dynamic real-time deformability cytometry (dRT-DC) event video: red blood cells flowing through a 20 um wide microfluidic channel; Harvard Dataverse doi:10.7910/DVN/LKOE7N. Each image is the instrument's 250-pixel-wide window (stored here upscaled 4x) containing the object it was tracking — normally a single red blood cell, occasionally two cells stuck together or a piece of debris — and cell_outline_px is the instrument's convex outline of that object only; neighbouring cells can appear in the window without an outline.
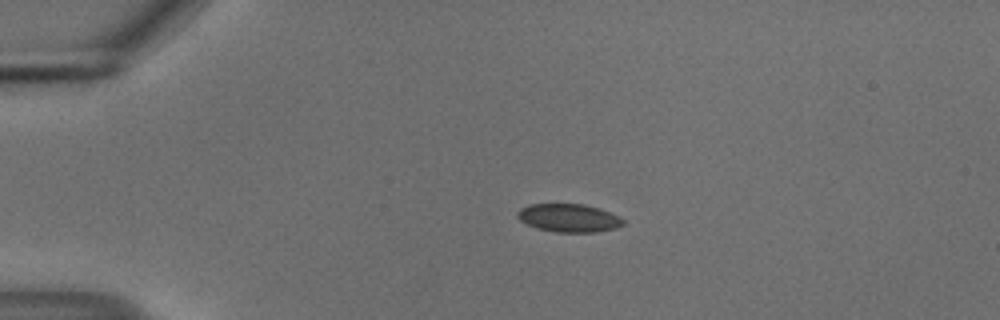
{"species": "common noctule bat (a hibernating species)", "species_latin": "Nyctalus noctula", "temperature_condition": "cold", "stored_images_in_passage": 44, "camera_frame_rate_fps": 3000, "um_per_image_px": 0.085, "animal": {"sex": "male", "body_mass_g": 18.8}, "frame": {"image": 1, "passage_image": 1, "time_ms": 0.0, "image_size_px": [1000, 320], "cell_outline_px": [[624, 224], [616, 228], [596, 232], [556, 232], [536, 228], [520, 220], [516, 216], [516, 212], [520, 208], [528, 204], [584, 204], [600, 208], [620, 216], [624, 220]], "centroid_in_image_um": [48.35, 18.52], "position_along_channel_um": 36.6, "area_um2": 17.51}}
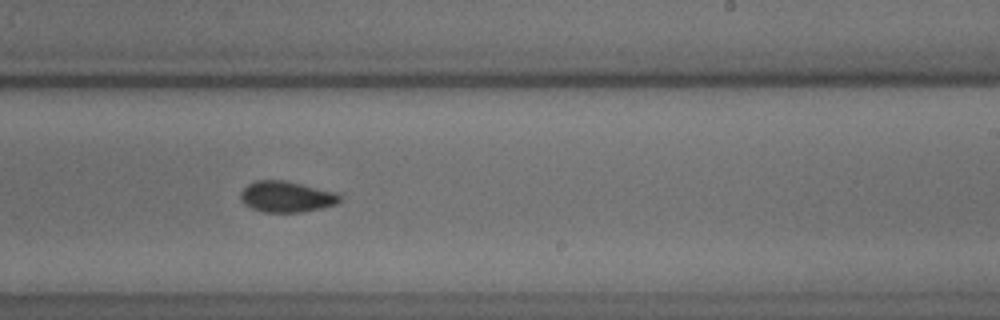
{"frame": {"image": 2, "passage_image": 23, "time_ms": 7.333, "image_size_px": [1000, 320], "cell_outline_px": [[340, 200], [336, 204], [320, 208], [300, 212], [264, 212], [252, 208], [244, 204], [240, 196], [240, 192], [248, 184], [256, 180], [288, 180], [336, 192], [340, 196]], "centroid_in_image_um": [24.34, 16.7], "position_along_channel_um": 264.7, "area_um2": 17.92}}
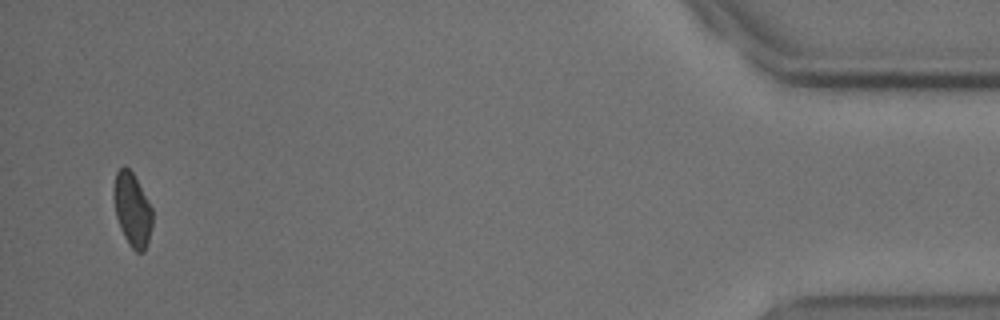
{"frame": {"image": 3, "passage_image": 42, "time_ms": 13.667, "image_size_px": [1000, 320], "cell_outline_px": [[152, 228], [144, 252], [136, 252], [128, 244], [120, 228], [116, 216], [112, 196], [112, 188], [116, 172], [124, 164], [132, 172], [152, 208]], "centroid_in_image_um": [11.21, 17.8], "position_along_channel_um": 424.0, "area_um2": 16.7}, "authors_computed_cell_mechanics": {"area_um2": 17.5423, "velocity_mm_per_s": 3.6918, "shape_relaxation_time_tau1_ms": 9.6579, "shape_relaxation_time_tau2_ms": 1.6525, "deformation_change_tau1": 0.1083, "deformation_change_tau2": 0.0466}}